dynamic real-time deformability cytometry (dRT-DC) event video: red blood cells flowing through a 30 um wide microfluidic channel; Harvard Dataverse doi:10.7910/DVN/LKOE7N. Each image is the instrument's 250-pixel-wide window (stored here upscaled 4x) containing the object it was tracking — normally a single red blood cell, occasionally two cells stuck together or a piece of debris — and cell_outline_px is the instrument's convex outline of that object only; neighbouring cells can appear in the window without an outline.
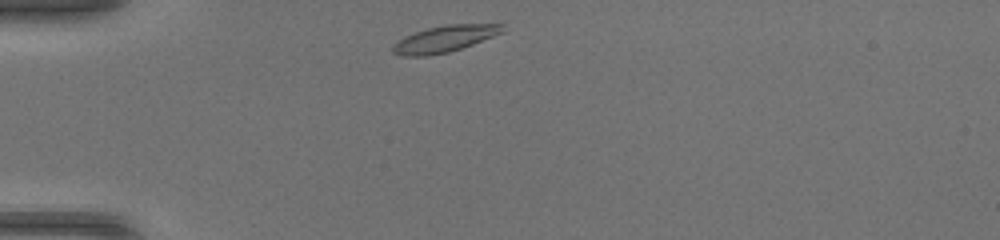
{"species": "common noctule bat (a hibernating species)", "species_latin": "Nyctalus noctula", "temperature_condition": "warm", "stored_images_in_passage": 37, "camera_frame_rate_fps": 3000, "um_per_image_px": 0.085, "animal": {"sex": "female", "body_mass_g": 17.0, "forearm_length_mm": 48.0}, "frame": {"image": 1, "passage_image": 1, "time_ms": 0.0, "image_size_px": [1000, 240], "cell_outline_px": [[504, 32], [472, 44], [448, 52], [428, 56], [400, 56], [392, 52], [392, 44], [396, 40], [404, 36], [428, 28], [448, 24], [504, 24]], "centroid_in_image_um": [37.74, 3.31], "position_along_channel_um": 47.3, "area_um2": 16.94}}
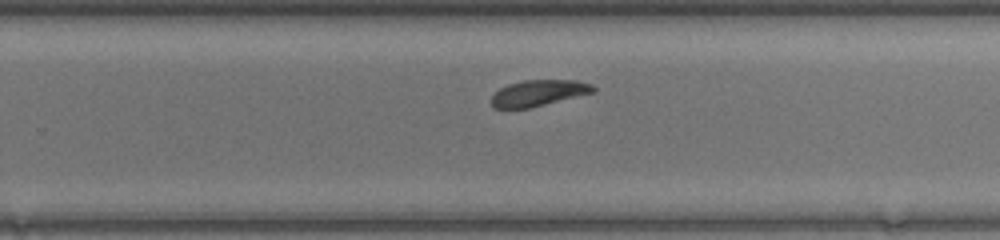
{"frame": {"image": 2, "passage_image": 20, "time_ms": 6.333, "image_size_px": [1000, 240], "cell_outline_px": [[596, 92], [528, 108], [492, 108], [492, 96], [500, 88], [508, 84], [524, 80], [576, 80], [592, 84], [596, 88]], "centroid_in_image_um": [45.8, 7.9], "position_along_channel_um": 284.0, "area_um2": 15.43}}
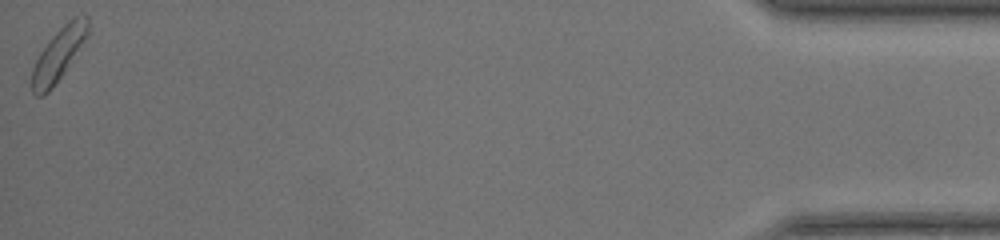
{"frame": {"image": 3, "passage_image": 37, "time_ms": 12.0, "image_size_px": [1000, 240], "cell_outline_px": [[92, 32], [64, 72], [52, 88], [44, 96], [36, 96], [32, 92], [32, 68], [40, 52], [48, 40], [68, 20], [76, 16], [88, 16]], "centroid_in_image_um": [5.03, 4.58], "position_along_channel_um": 430.2, "area_um2": 17.46}, "authors_computed_cell_mechanics": {"area_um2": 16.3574, "velocity_mm_per_s": 4.1851, "shape_relaxation_time_tau1_ms": 5.3253, "shape_relaxation_time_tau2_ms": null, "deformation_change_tau1": 0.1283, "deformation_change_tau2": null}}